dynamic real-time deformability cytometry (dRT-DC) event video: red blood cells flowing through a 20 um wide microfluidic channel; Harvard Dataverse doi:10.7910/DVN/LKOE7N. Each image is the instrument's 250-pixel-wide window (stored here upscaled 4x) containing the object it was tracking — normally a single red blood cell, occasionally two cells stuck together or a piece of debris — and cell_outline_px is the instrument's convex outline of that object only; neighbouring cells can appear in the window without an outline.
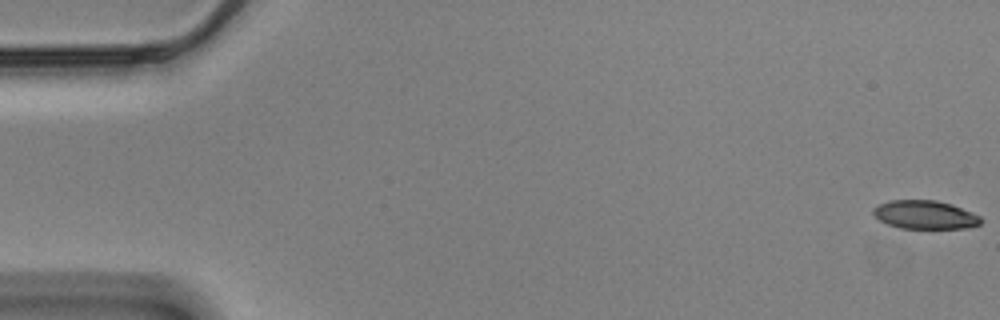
{"species": "Egyptian fruit bat (a non-hibernating species)", "species_latin": "Rousettus aegyptiacus", "temperature_condition": "cold", "stored_images_in_passage": 58, "camera_frame_rate_fps": 3000, "um_per_image_px": 0.085, "animal": {"sex": "male"}, "frame": {"image": 1, "passage_image": 1, "time_ms": 0.0, "image_size_px": [1000, 320], "cell_outline_px": [[984, 220], [980, 224], [972, 228], [900, 228], [888, 224], [872, 216], [872, 208], [880, 204], [892, 200], [936, 200], [952, 204], [980, 216]], "centroid_in_image_um": [78.63, 18.26], "position_along_channel_um": 6.4, "area_um2": 17.98}}
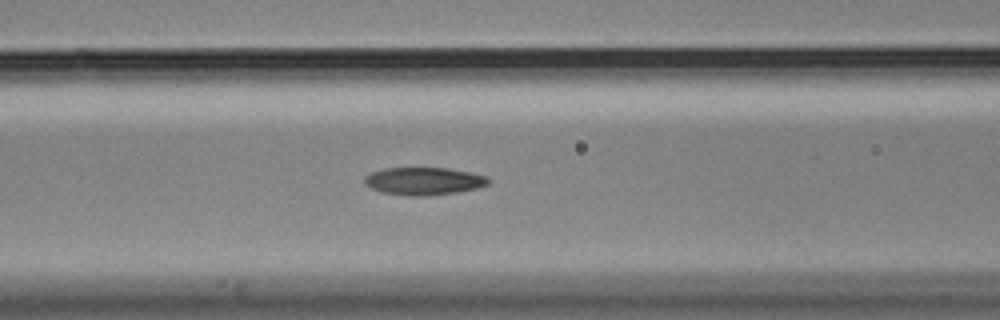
{"frame": {"image": 2, "passage_image": 24, "time_ms": 7.667, "image_size_px": [1000, 320], "cell_outline_px": [[488, 184], [476, 188], [456, 192], [428, 196], [408, 196], [380, 192], [364, 184], [364, 176], [372, 172], [384, 168], [448, 168], [488, 176]], "centroid_in_image_um": [35.98, 15.4], "position_along_channel_um": 130.6, "area_um2": 19.94}}
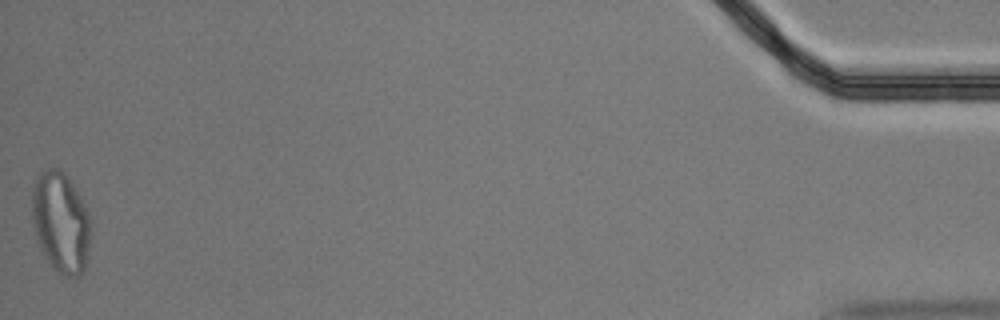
{"frame": {"image": 3, "passage_image": 58, "time_ms": 19.0, "image_size_px": [1000, 320], "cell_outline_px": [[92, 232], [84, 272], [76, 276], [64, 276], [56, 272], [44, 256], [40, 248], [36, 236], [32, 216], [32, 188], [36, 176], [40, 172], [48, 168], [60, 168], [64, 172], [72, 184], [84, 204], [92, 224]], "centroid_in_image_um": [5.17, 18.91], "position_along_channel_um": 430.0, "area_um2": 34.8}, "authors_computed_cell_mechanics": {"area_um2": 19.9988, "velocity_mm_per_s": 3.4889, "shape_relaxation_time_tau1_ms": null, "shape_relaxation_time_tau2_ms": 4.1436, "deformation_change_tau1": null, "deformation_change_tau2": 0.1171}}